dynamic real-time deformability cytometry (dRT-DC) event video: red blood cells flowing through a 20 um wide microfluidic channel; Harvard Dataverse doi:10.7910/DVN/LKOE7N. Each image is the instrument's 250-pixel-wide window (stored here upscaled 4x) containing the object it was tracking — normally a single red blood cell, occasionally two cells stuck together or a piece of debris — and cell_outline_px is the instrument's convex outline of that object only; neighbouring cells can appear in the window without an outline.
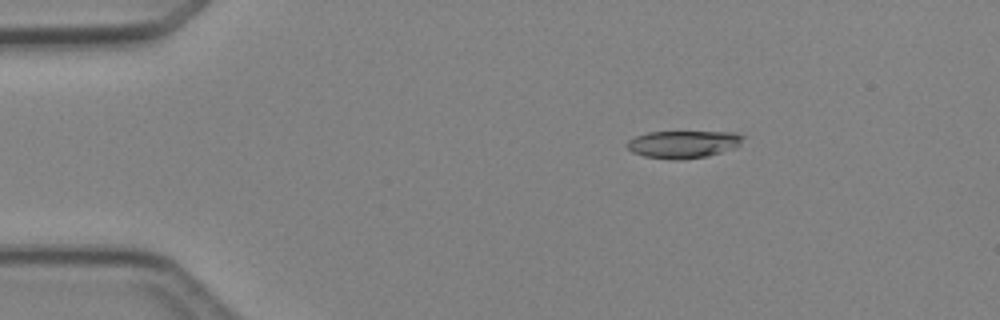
{"species": "Egyptian fruit bat (a non-hibernating species)", "species_latin": "Rousettus aegyptiacus", "temperature_condition": "cold", "stored_images_in_passage": 5, "camera_frame_rate_fps": 3000, "um_per_image_px": 0.085, "animal": {"sex": "female"}, "frame": {"image": 1, "passage_image": 2, "time_ms": 1.0, "image_size_px": [1000, 320], "cell_outline_px": [[744, 136], [740, 144], [736, 148], [704, 156], [644, 156], [632, 152], [624, 144], [628, 140], [636, 136], [648, 132], [736, 132]], "centroid_in_image_um": [58.09, 12.19], "position_along_channel_um": 26.9, "area_um2": 17.57}}
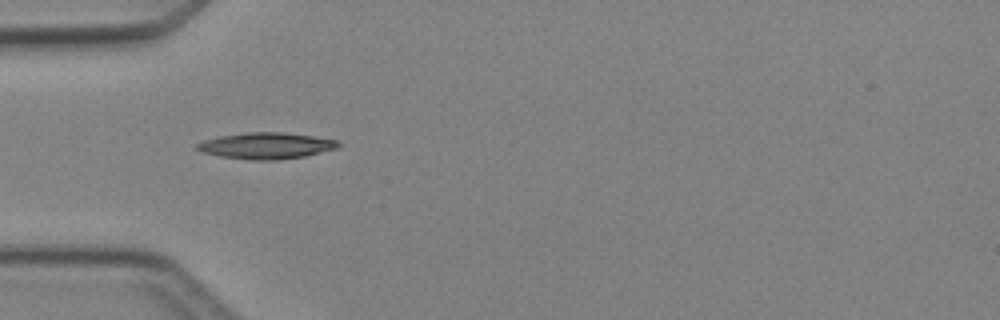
{"frame": {"image": 2, "passage_image": 4, "time_ms": 3.333, "image_size_px": [1000, 320], "cell_outline_px": [[340, 148], [304, 156], [276, 160], [252, 160], [220, 156], [200, 152], [196, 148], [196, 144], [204, 140], [220, 136], [248, 132], [280, 132], [312, 136], [336, 140], [340, 144]], "centroid_in_image_um": [22.62, 12.39], "position_along_channel_um": 62.4, "area_um2": 21.56}}
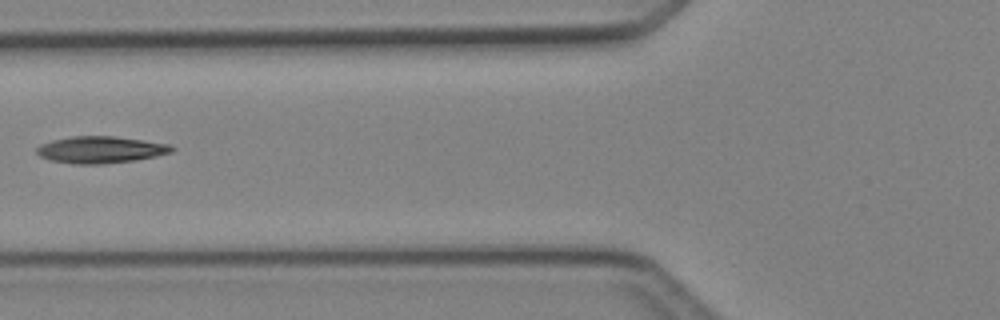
{"frame": {"image": 3, "passage_image": 5, "time_ms": 4.667, "image_size_px": [1000, 320], "cell_outline_px": [[176, 148], [172, 152], [156, 156], [136, 160], [100, 164], [72, 164], [48, 160], [40, 156], [36, 152], [36, 148], [40, 144], [52, 140], [72, 136], [116, 136], [172, 144]], "centroid_in_image_um": [8.56, 12.72], "position_along_channel_um": 117.2, "area_um2": 21.39}}